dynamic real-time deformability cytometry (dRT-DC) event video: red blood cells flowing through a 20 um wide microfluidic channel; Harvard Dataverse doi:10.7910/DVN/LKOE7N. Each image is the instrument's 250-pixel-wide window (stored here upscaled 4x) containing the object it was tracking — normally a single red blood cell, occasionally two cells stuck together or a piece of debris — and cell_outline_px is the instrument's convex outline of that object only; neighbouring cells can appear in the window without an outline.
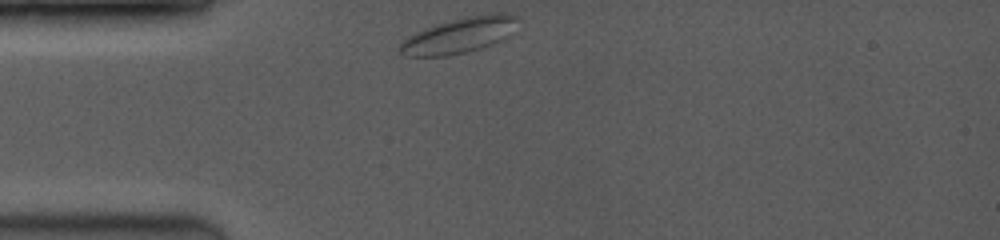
{"species": "common noctule bat (a hibernating species)", "species_latin": "Nyctalus noctula", "temperature_condition": "room temperature", "stored_images_in_passage": 5, "camera_frame_rate_fps": 3500, "um_per_image_px": 0.085, "animal": {"sex": "female", "body_mass_g": 19.0, "forearm_length_mm": 53.3}, "frame": {"image": 1, "passage_image": 1, "time_ms": 0.0, "image_size_px": [1000, 240], "cell_outline_px": [[520, 16], [508, 36], [492, 44], [464, 52], [444, 56], [404, 56], [396, 52], [396, 48], [404, 40], [416, 32], [424, 28], [436, 24], [468, 16], [496, 12], [508, 12]], "centroid_in_image_um": [39.02, 2.99], "position_along_channel_um": 46.0, "area_um2": 24.33}}